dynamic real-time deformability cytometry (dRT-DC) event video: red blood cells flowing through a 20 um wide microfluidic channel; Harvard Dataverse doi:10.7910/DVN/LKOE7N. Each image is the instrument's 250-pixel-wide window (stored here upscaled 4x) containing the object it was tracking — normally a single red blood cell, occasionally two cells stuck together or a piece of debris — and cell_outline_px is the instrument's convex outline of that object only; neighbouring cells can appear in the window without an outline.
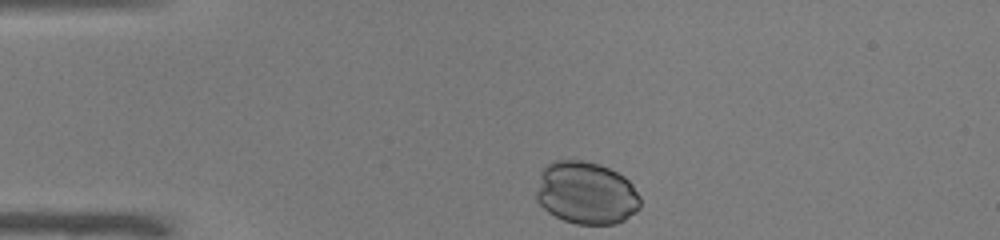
{"species": "common noctule bat (a hibernating species)", "species_latin": "Nyctalus noctula", "temperature_condition": "warm", "stored_images_in_passage": 33, "camera_frame_rate_fps": 3000, "um_per_image_px": 0.085, "animal": {"sex": "male", "body_mass_g": 19.0, "forearm_length_mm": 50.8}, "frame": {"image": 1, "passage_image": 1, "time_ms": 0.0, "image_size_px": [1000, 240], "cell_outline_px": [[640, 208], [636, 212], [624, 220], [616, 224], [576, 224], [564, 220], [548, 212], [536, 200], [536, 192], [540, 172], [544, 164], [552, 160], [584, 160], [600, 164], [624, 176], [632, 184], [640, 196]], "centroid_in_image_um": [49.81, 16.39], "position_along_channel_um": 35.2, "area_um2": 38.38}}
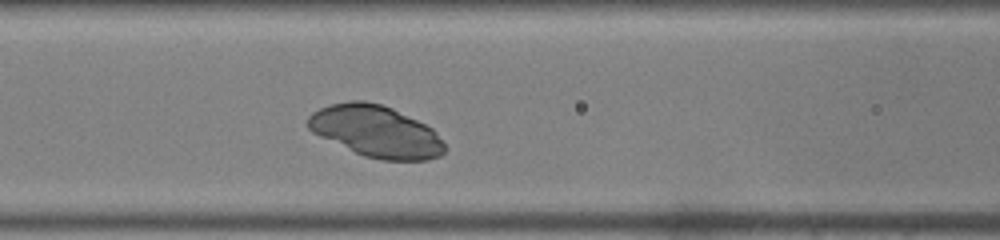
{"frame": {"image": 2, "passage_image": 12, "time_ms": 3.667, "image_size_px": [1000, 240], "cell_outline_px": [[444, 152], [440, 156], [428, 160], [380, 160], [364, 156], [320, 136], [312, 132], [308, 128], [308, 116], [312, 112], [320, 108], [332, 104], [352, 100], [364, 100], [380, 104], [392, 108], [432, 128], [436, 132], [444, 144]], "centroid_in_image_um": [31.95, 11.17], "position_along_channel_um": 134.6, "area_um2": 40.75}}
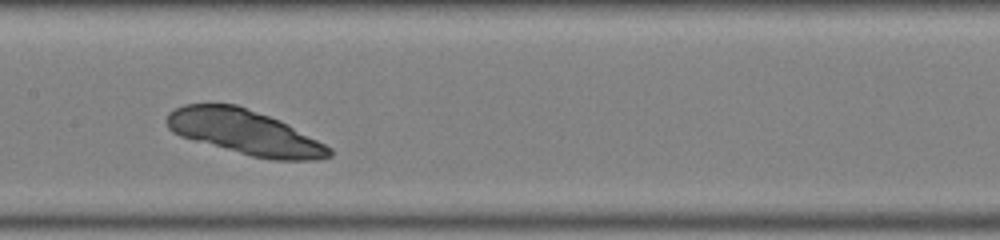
{"frame": {"image": 3, "passage_image": 16, "time_ms": 5.0, "image_size_px": [1000, 240], "cell_outline_px": [[332, 156], [316, 160], [272, 160], [252, 156], [180, 136], [172, 132], [168, 128], [168, 112], [184, 104], [236, 104], [280, 120], [288, 124], [332, 148]], "centroid_in_image_um": [20.83, 11.24], "position_along_channel_um": 186.6, "area_um2": 41.96}}